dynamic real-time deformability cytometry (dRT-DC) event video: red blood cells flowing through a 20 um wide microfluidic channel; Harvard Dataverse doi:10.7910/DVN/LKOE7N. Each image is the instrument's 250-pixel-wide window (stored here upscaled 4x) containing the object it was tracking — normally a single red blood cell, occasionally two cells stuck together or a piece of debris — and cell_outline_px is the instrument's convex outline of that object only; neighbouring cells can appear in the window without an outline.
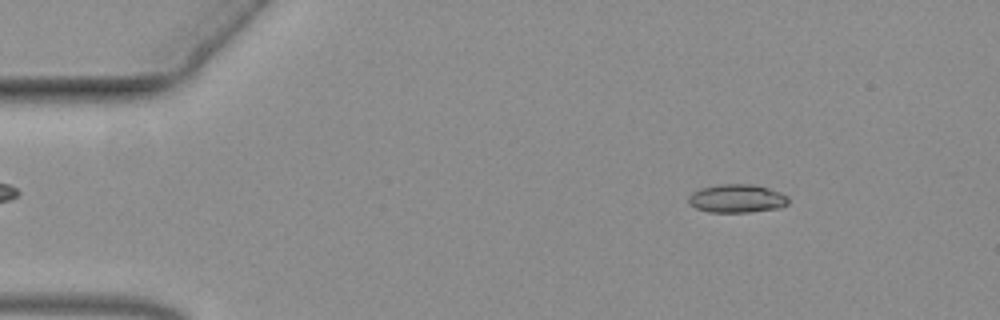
{"species": "common noctule bat (a hibernating species)", "species_latin": "Nyctalus noctula", "temperature_condition": "warm", "stored_images_in_passage": 53, "camera_frame_rate_fps": 3000, "um_per_image_px": 0.085, "animal": {"sex": "female", "body_mass_g": 19.3, "forearm_length_mm": 54.1}, "frame": {"image": 1, "passage_image": 5, "time_ms": 1.333, "image_size_px": [1000, 320], "cell_outline_px": [[788, 204], [776, 208], [748, 212], [708, 212], [696, 208], [688, 200], [688, 196], [692, 192], [700, 188], [720, 184], [752, 184], [768, 188], [780, 192], [788, 196]], "centroid_in_image_um": [62.62, 16.86], "position_along_channel_um": 22.4, "area_um2": 16.42}}
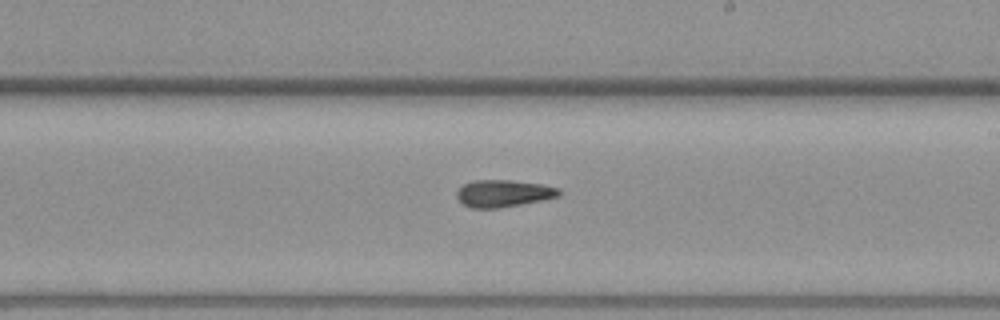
{"frame": {"image": 2, "passage_image": 31, "time_ms": 10.0, "image_size_px": [1000, 320], "cell_outline_px": [[560, 196], [500, 208], [472, 208], [464, 204], [456, 196], [456, 192], [464, 184], [472, 180], [512, 180], [540, 184], [560, 188]], "centroid_in_image_um": [42.78, 16.43], "position_along_channel_um": 246.2, "area_um2": 16.01}}
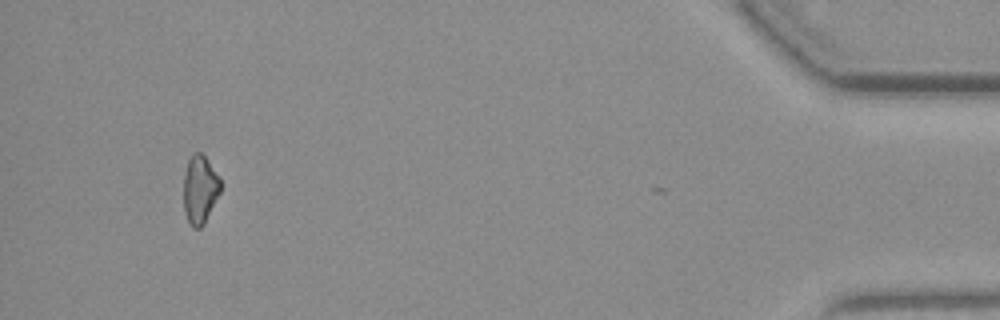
{"frame": {"image": 3, "passage_image": 52, "time_ms": 17.0, "image_size_px": [1000, 320], "cell_outline_px": [[220, 192], [204, 224], [200, 228], [192, 228], [188, 224], [184, 212], [184, 172], [188, 160], [192, 152], [200, 152], [204, 156], [220, 180]], "centroid_in_image_um": [16.96, 16.14], "position_along_channel_um": 418.2, "area_um2": 14.62}}